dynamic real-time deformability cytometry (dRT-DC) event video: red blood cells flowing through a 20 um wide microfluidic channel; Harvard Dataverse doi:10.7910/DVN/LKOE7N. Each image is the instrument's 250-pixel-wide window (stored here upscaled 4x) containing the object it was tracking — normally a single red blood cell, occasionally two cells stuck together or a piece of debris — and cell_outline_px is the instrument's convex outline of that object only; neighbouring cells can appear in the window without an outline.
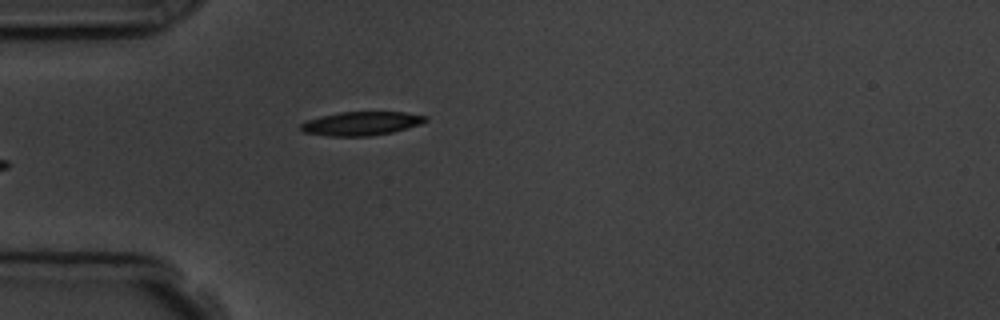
{"species": "common noctule bat (a hibernating species)", "species_latin": "Nyctalus noctula", "temperature_condition": "room temperature", "stored_images_in_passage": 5, "camera_frame_rate_fps": 3000, "um_per_image_px": 0.085, "animal": {"sex": "male", "body_mass_g": 19.5, "forearm_length_mm": 54.6}, "frame": {"image": 1, "passage_image": 5, "time_ms": 5.333, "image_size_px": [1000, 320], "cell_outline_px": [[428, 120], [420, 124], [392, 132], [368, 136], [328, 136], [304, 132], [300, 128], [300, 124], [304, 120], [320, 116], [340, 112], [404, 112], [428, 116]], "centroid_in_image_um": [30.68, 10.49], "position_along_channel_um": 54.3, "area_um2": 17.28}}